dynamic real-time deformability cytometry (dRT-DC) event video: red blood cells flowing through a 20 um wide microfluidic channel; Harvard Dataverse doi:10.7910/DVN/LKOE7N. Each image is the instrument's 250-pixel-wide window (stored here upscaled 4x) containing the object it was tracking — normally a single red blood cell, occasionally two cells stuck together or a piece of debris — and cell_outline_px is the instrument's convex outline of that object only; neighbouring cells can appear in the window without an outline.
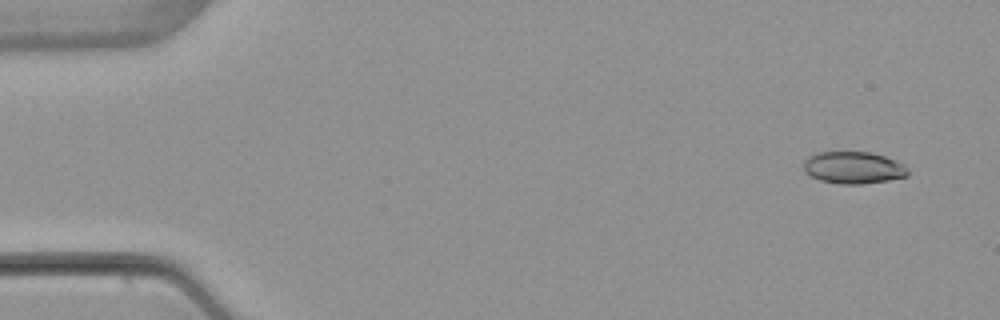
{"species": "common noctule bat (a hibernating species)", "species_latin": "Nyctalus noctula", "temperature_condition": "warm", "stored_images_in_passage": 6, "camera_frame_rate_fps": 3000, "um_per_image_px": 0.085, "animal": {"sex": "female", "body_mass_g": 22.7, "forearm_length_mm": 54.2}, "frame": {"image": 1, "passage_image": 2, "time_ms": 1.0, "image_size_px": [1000, 320], "cell_outline_px": [[908, 176], [888, 180], [860, 184], [840, 184], [820, 180], [804, 172], [804, 160], [808, 156], [820, 152], [872, 152], [896, 160], [904, 164], [908, 172]], "centroid_in_image_um": [72.54, 14.24], "position_along_channel_um": 12.5, "area_um2": 19.48}}
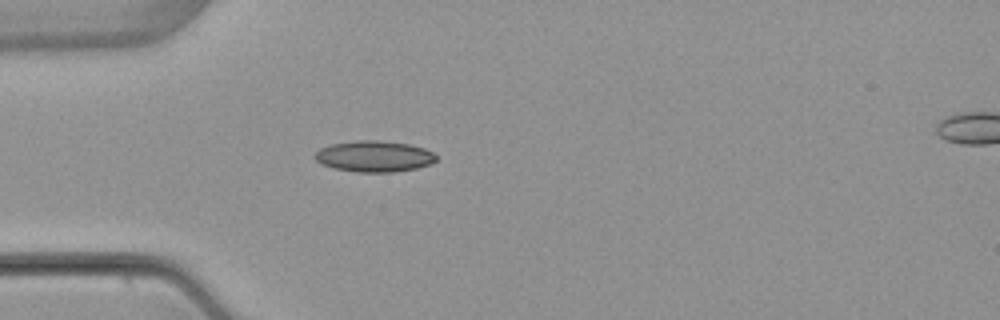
{"frame": {"image": 2, "passage_image": 5, "time_ms": 5.0, "image_size_px": [1000, 320], "cell_outline_px": [[436, 160], [432, 164], [416, 168], [392, 172], [356, 172], [332, 168], [320, 164], [312, 156], [320, 148], [328, 144], [356, 140], [380, 140], [408, 144], [424, 148], [432, 152], [436, 156]], "centroid_in_image_um": [31.75, 13.28], "position_along_channel_um": 53.2, "area_um2": 22.25}}